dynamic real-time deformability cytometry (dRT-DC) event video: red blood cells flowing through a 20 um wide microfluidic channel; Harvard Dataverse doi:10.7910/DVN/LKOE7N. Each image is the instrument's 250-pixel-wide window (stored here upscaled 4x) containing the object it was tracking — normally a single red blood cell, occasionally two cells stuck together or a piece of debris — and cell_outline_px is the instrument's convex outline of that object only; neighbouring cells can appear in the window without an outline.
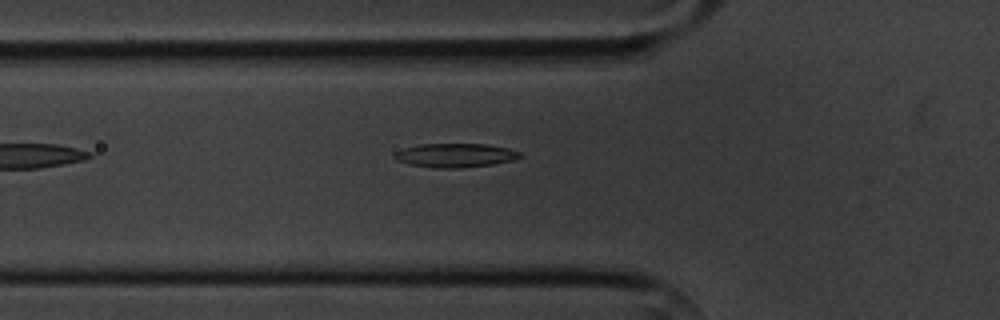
{"species": "common noctule bat (a hibernating species)", "species_latin": "Nyctalus noctula", "temperature_condition": "cold", "stored_images_in_passage": 5, "camera_frame_rate_fps": 3000, "um_per_image_px": 0.085, "animal": {"sex": "male", "body_mass_g": 20.1, "forearm_length_mm": 53.5}, "frame": {"image": 1, "passage_image": 5, "time_ms": 5.667, "image_size_px": [1000, 320], "cell_outline_px": [[524, 156], [516, 160], [492, 164], [460, 168], [432, 168], [412, 164], [396, 160], [392, 156], [392, 152], [404, 148], [420, 144], [484, 144], [508, 148], [520, 152]], "centroid_in_image_um": [38.7, 13.2], "position_along_channel_um": 87.1, "area_um2": 17.63}}